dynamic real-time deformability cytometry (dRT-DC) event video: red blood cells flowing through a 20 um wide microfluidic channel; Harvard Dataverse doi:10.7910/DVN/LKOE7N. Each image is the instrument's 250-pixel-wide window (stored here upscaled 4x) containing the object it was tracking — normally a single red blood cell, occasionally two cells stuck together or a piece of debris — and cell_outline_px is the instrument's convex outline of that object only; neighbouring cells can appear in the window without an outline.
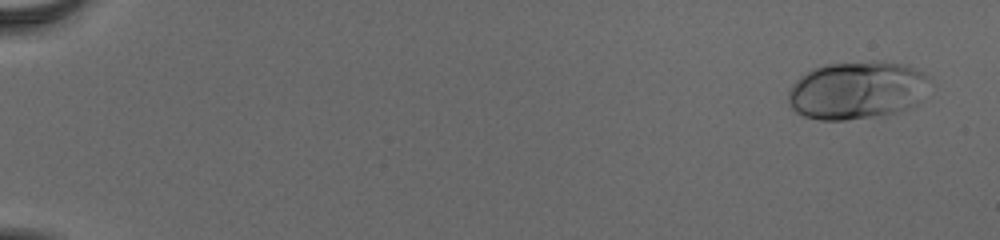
{"species": "human", "species_latin": "Homo sapiens", "temperature_condition": "cold", "stored_images_in_passage": 15, "camera_frame_rate_fps": 3000, "um_per_image_px": 0.085, "donor": {"sex": "male"}, "frame": {"image": 1, "passage_image": 1, "time_ms": 0.0, "image_size_px": [1000, 240], "cell_outline_px": [[928, 76], [916, 100], [908, 108], [896, 112], [872, 116], [844, 120], [820, 120], [804, 116], [796, 112], [788, 104], [788, 88], [804, 72], [812, 68], [824, 64], [876, 60], [884, 60], [908, 64], [924, 72]], "centroid_in_image_um": [72.73, 7.63], "position_along_channel_um": 12.3, "area_um2": 47.57}}